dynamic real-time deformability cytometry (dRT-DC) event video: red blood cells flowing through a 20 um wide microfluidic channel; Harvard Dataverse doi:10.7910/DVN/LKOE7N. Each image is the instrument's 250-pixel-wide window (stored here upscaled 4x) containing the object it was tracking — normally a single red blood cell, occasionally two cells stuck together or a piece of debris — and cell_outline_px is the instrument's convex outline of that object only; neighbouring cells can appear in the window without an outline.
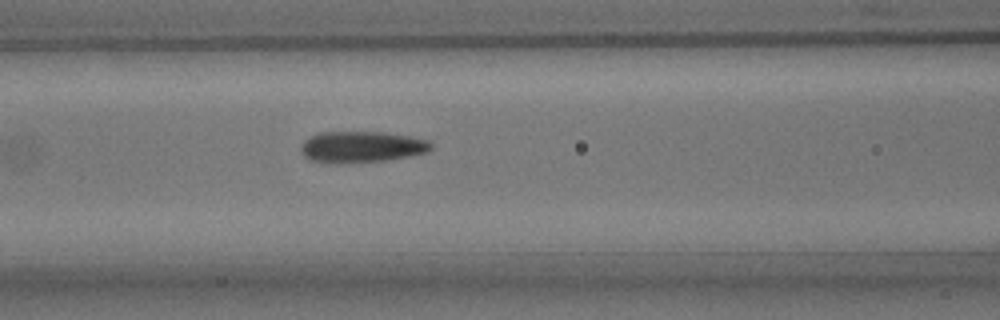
{"species": "common noctule bat (a hibernating species)", "species_latin": "Nyctalus noctula", "temperature_condition": "room temperature", "stored_images_in_passage": 5, "camera_frame_rate_fps": 3000, "um_per_image_px": 0.085, "animal": {"sex": "male", "body_mass_g": 15.6}, "frame": {"image": 1, "passage_image": 5, "time_ms": 5.667, "image_size_px": [1000, 320], "cell_outline_px": [[432, 148], [428, 152], [388, 160], [312, 160], [304, 156], [300, 152], [300, 144], [308, 136], [320, 132], [384, 132], [408, 136], [428, 140], [432, 144]], "centroid_in_image_um": [30.76, 12.43], "position_along_channel_um": 135.8, "area_um2": 22.83}}